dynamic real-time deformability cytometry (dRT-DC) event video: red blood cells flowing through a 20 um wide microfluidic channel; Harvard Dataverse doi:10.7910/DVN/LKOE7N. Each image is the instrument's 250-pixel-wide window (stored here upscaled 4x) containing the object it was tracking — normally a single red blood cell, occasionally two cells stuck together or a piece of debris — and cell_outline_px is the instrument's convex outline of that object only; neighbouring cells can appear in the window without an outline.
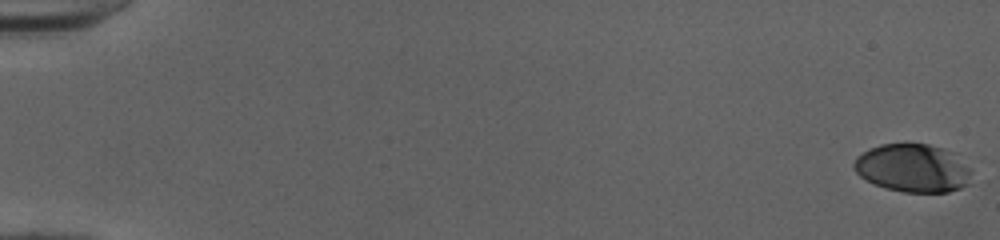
{"species": "human", "species_latin": "Homo sapiens", "temperature_condition": "cold", "stored_images_in_passage": 53, "camera_frame_rate_fps": 3000, "um_per_image_px": 0.085, "donor": {"sex": "female"}, "frame": {"image": 1, "passage_image": 1, "time_ms": 0.0, "image_size_px": [1000, 240], "cell_outline_px": [[972, 168], [968, 184], [960, 188], [948, 192], [904, 192], [884, 188], [860, 176], [856, 172], [852, 164], [856, 156], [880, 144], [928, 144], [944, 148], [952, 152]], "centroid_in_image_um": [77.61, 14.29], "position_along_channel_um": 7.4, "area_um2": 33.0}}
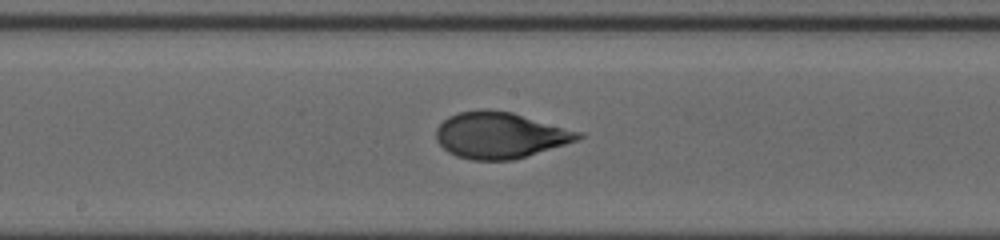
{"frame": {"image": 2, "passage_image": 30, "time_ms": 9.667, "image_size_px": [1000, 240], "cell_outline_px": [[584, 136], [576, 140], [564, 144], [512, 160], [472, 160], [456, 156], [448, 152], [436, 140], [436, 128], [448, 116], [460, 112], [484, 108], [512, 112], [584, 132]], "centroid_in_image_um": [42.49, 11.48], "position_along_channel_um": 205.7, "area_um2": 38.21}}
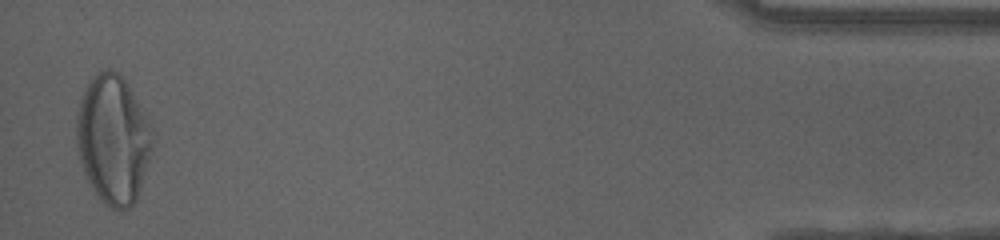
{"frame": {"image": 3, "passage_image": 52, "time_ms": 17.0, "image_size_px": [1000, 240], "cell_outline_px": [[156, 140], [136, 200], [124, 212], [120, 212], [104, 204], [100, 200], [92, 188], [84, 172], [76, 148], [76, 112], [80, 96], [88, 80], [92, 76], [104, 68], [108, 68], [124, 76], [152, 128]], "centroid_in_image_um": [9.61, 11.83], "position_along_channel_um": 425.6, "area_um2": 57.92}, "authors_computed_cell_mechanics": {"area_um2": 37.6278, "velocity_mm_per_s": 4.0272, "shape_relaxation_time_tau1_ms": 4.8893, "shape_relaxation_time_tau2_ms": null, "deformation_change_tau1": 0.2449, "deformation_change_tau2": null}}